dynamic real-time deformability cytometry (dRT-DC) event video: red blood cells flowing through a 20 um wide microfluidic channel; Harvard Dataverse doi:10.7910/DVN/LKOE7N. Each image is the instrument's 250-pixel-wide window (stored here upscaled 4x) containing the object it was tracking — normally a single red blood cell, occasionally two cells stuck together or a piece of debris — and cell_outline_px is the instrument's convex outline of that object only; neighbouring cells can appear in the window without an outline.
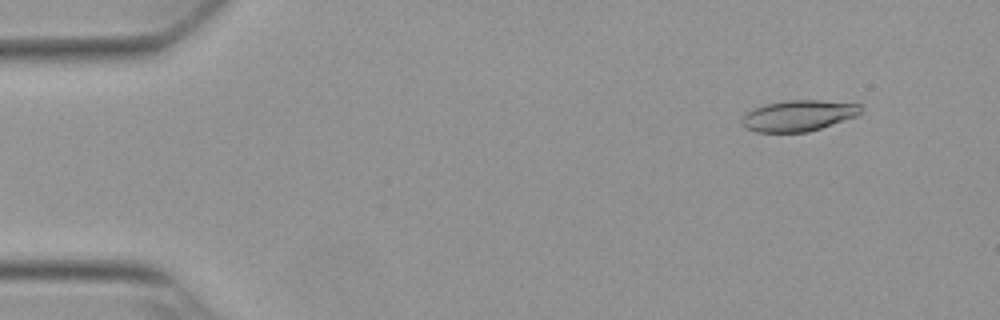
{"species": "Egyptian fruit bat (a non-hibernating species)", "species_latin": "Rousettus aegyptiacus", "temperature_condition": "warm", "stored_images_in_passage": 20, "camera_frame_rate_fps": 3000, "um_per_image_px": 0.085, "animal": {"sex": "female"}, "frame": {"image": 1, "passage_image": 5, "time_ms": 1.333, "image_size_px": [1000, 320], "cell_outline_px": [[860, 112], [856, 116], [808, 132], [756, 132], [744, 128], [740, 124], [740, 120], [748, 112], [764, 104], [788, 100], [820, 100], [860, 104]], "centroid_in_image_um": [67.82, 9.83], "position_along_channel_um": 17.2, "area_um2": 21.33}}
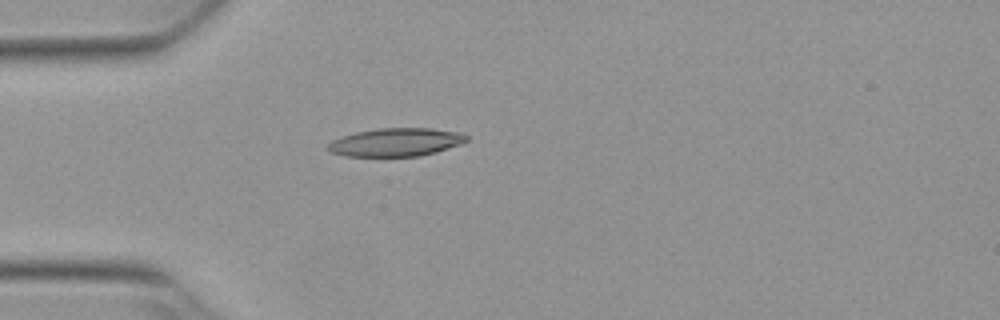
{"frame": {"image": 2, "passage_image": 15, "time_ms": 4.667, "image_size_px": [1000, 320], "cell_outline_px": [[468, 140], [460, 144], [436, 152], [420, 156], [344, 156], [332, 152], [328, 148], [328, 144], [332, 140], [356, 132], [380, 128], [432, 128], [464, 132], [468, 136]], "centroid_in_image_um": [33.71, 12.08], "position_along_channel_um": 51.3, "area_um2": 22.77}}
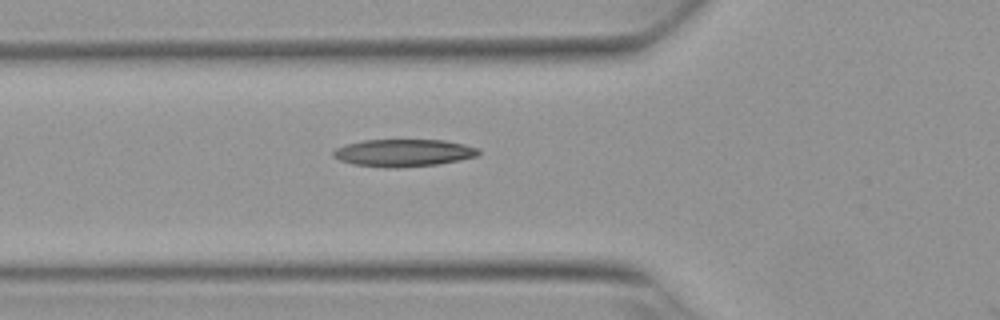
{"frame": {"image": 3, "passage_image": 19, "time_ms": 6.0, "image_size_px": [1000, 320], "cell_outline_px": [[480, 152], [476, 156], [460, 160], [436, 164], [400, 168], [384, 168], [352, 164], [340, 160], [332, 156], [332, 152], [336, 148], [344, 144], [364, 140], [444, 140], [464, 144], [480, 148]], "centroid_in_image_um": [34.27, 12.99], "position_along_channel_um": 91.5, "area_um2": 23.35}}